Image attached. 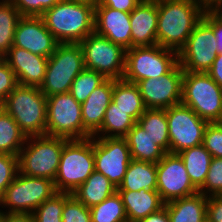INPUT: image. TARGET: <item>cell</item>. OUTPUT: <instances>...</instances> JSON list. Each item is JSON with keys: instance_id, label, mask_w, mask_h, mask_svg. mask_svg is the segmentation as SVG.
<instances>
[{"instance_id": "7dc6e473", "label": "cell", "mask_w": 222, "mask_h": 222, "mask_svg": "<svg viewBox=\"0 0 222 222\" xmlns=\"http://www.w3.org/2000/svg\"><path fill=\"white\" fill-rule=\"evenodd\" d=\"M3 222H34L29 213H4Z\"/></svg>"}, {"instance_id": "5bb4252c", "label": "cell", "mask_w": 222, "mask_h": 222, "mask_svg": "<svg viewBox=\"0 0 222 222\" xmlns=\"http://www.w3.org/2000/svg\"><path fill=\"white\" fill-rule=\"evenodd\" d=\"M95 171L105 175L117 188L132 158L125 138L93 137Z\"/></svg>"}, {"instance_id": "7a4b0ae2", "label": "cell", "mask_w": 222, "mask_h": 222, "mask_svg": "<svg viewBox=\"0 0 222 222\" xmlns=\"http://www.w3.org/2000/svg\"><path fill=\"white\" fill-rule=\"evenodd\" d=\"M58 43L79 44L94 33L95 9L61 0L40 16Z\"/></svg>"}, {"instance_id": "7402d4cb", "label": "cell", "mask_w": 222, "mask_h": 222, "mask_svg": "<svg viewBox=\"0 0 222 222\" xmlns=\"http://www.w3.org/2000/svg\"><path fill=\"white\" fill-rule=\"evenodd\" d=\"M125 207L128 222H139L164 206L157 190H117Z\"/></svg>"}, {"instance_id": "cb8c5ba5", "label": "cell", "mask_w": 222, "mask_h": 222, "mask_svg": "<svg viewBox=\"0 0 222 222\" xmlns=\"http://www.w3.org/2000/svg\"><path fill=\"white\" fill-rule=\"evenodd\" d=\"M116 191L117 187L105 175L94 170L72 195L79 202L91 208L100 204Z\"/></svg>"}, {"instance_id": "836d02e7", "label": "cell", "mask_w": 222, "mask_h": 222, "mask_svg": "<svg viewBox=\"0 0 222 222\" xmlns=\"http://www.w3.org/2000/svg\"><path fill=\"white\" fill-rule=\"evenodd\" d=\"M105 80L106 78L102 74L84 69L72 82L69 93L82 104Z\"/></svg>"}, {"instance_id": "f35d334b", "label": "cell", "mask_w": 222, "mask_h": 222, "mask_svg": "<svg viewBox=\"0 0 222 222\" xmlns=\"http://www.w3.org/2000/svg\"><path fill=\"white\" fill-rule=\"evenodd\" d=\"M202 144L212 157H222V122L208 123Z\"/></svg>"}, {"instance_id": "816d5d0a", "label": "cell", "mask_w": 222, "mask_h": 222, "mask_svg": "<svg viewBox=\"0 0 222 222\" xmlns=\"http://www.w3.org/2000/svg\"><path fill=\"white\" fill-rule=\"evenodd\" d=\"M4 213H5L4 209L1 210V208H0V222H3Z\"/></svg>"}, {"instance_id": "1f68e13d", "label": "cell", "mask_w": 222, "mask_h": 222, "mask_svg": "<svg viewBox=\"0 0 222 222\" xmlns=\"http://www.w3.org/2000/svg\"><path fill=\"white\" fill-rule=\"evenodd\" d=\"M22 16L10 0H0V57L13 46L17 22Z\"/></svg>"}, {"instance_id": "6da1fadb", "label": "cell", "mask_w": 222, "mask_h": 222, "mask_svg": "<svg viewBox=\"0 0 222 222\" xmlns=\"http://www.w3.org/2000/svg\"><path fill=\"white\" fill-rule=\"evenodd\" d=\"M205 11L202 0H158L157 44L179 52Z\"/></svg>"}, {"instance_id": "f907efd6", "label": "cell", "mask_w": 222, "mask_h": 222, "mask_svg": "<svg viewBox=\"0 0 222 222\" xmlns=\"http://www.w3.org/2000/svg\"><path fill=\"white\" fill-rule=\"evenodd\" d=\"M205 6L206 10H209L210 8L217 6V5H221L222 4V0H202Z\"/></svg>"}, {"instance_id": "f1b7e54d", "label": "cell", "mask_w": 222, "mask_h": 222, "mask_svg": "<svg viewBox=\"0 0 222 222\" xmlns=\"http://www.w3.org/2000/svg\"><path fill=\"white\" fill-rule=\"evenodd\" d=\"M137 123L166 153H170V140L165 109H146Z\"/></svg>"}, {"instance_id": "f546056e", "label": "cell", "mask_w": 222, "mask_h": 222, "mask_svg": "<svg viewBox=\"0 0 222 222\" xmlns=\"http://www.w3.org/2000/svg\"><path fill=\"white\" fill-rule=\"evenodd\" d=\"M137 122L112 101L106 109L100 130L93 137L124 138Z\"/></svg>"}, {"instance_id": "83f0119b", "label": "cell", "mask_w": 222, "mask_h": 222, "mask_svg": "<svg viewBox=\"0 0 222 222\" xmlns=\"http://www.w3.org/2000/svg\"><path fill=\"white\" fill-rule=\"evenodd\" d=\"M178 155L184 163L192 184L199 190L206 180L212 155L203 144L182 150Z\"/></svg>"}, {"instance_id": "277c9868", "label": "cell", "mask_w": 222, "mask_h": 222, "mask_svg": "<svg viewBox=\"0 0 222 222\" xmlns=\"http://www.w3.org/2000/svg\"><path fill=\"white\" fill-rule=\"evenodd\" d=\"M68 139L48 135L27 137L18 154L19 173L55 180L64 144Z\"/></svg>"}, {"instance_id": "d6986e66", "label": "cell", "mask_w": 222, "mask_h": 222, "mask_svg": "<svg viewBox=\"0 0 222 222\" xmlns=\"http://www.w3.org/2000/svg\"><path fill=\"white\" fill-rule=\"evenodd\" d=\"M3 59L14 71L19 85L40 88L49 58L12 46Z\"/></svg>"}, {"instance_id": "3957f363", "label": "cell", "mask_w": 222, "mask_h": 222, "mask_svg": "<svg viewBox=\"0 0 222 222\" xmlns=\"http://www.w3.org/2000/svg\"><path fill=\"white\" fill-rule=\"evenodd\" d=\"M26 137L46 135L47 97L39 87L18 85L0 105Z\"/></svg>"}, {"instance_id": "b9f144b4", "label": "cell", "mask_w": 222, "mask_h": 222, "mask_svg": "<svg viewBox=\"0 0 222 222\" xmlns=\"http://www.w3.org/2000/svg\"><path fill=\"white\" fill-rule=\"evenodd\" d=\"M206 219L209 222H222V195L208 197Z\"/></svg>"}, {"instance_id": "8fae6325", "label": "cell", "mask_w": 222, "mask_h": 222, "mask_svg": "<svg viewBox=\"0 0 222 222\" xmlns=\"http://www.w3.org/2000/svg\"><path fill=\"white\" fill-rule=\"evenodd\" d=\"M46 135L83 139L81 103L69 92L47 97Z\"/></svg>"}, {"instance_id": "484cf974", "label": "cell", "mask_w": 222, "mask_h": 222, "mask_svg": "<svg viewBox=\"0 0 222 222\" xmlns=\"http://www.w3.org/2000/svg\"><path fill=\"white\" fill-rule=\"evenodd\" d=\"M156 163L132 159L117 190L139 191L157 189Z\"/></svg>"}, {"instance_id": "7bdbcfd3", "label": "cell", "mask_w": 222, "mask_h": 222, "mask_svg": "<svg viewBox=\"0 0 222 222\" xmlns=\"http://www.w3.org/2000/svg\"><path fill=\"white\" fill-rule=\"evenodd\" d=\"M214 31L216 37L217 52L222 53V24L208 11L206 10L202 18Z\"/></svg>"}, {"instance_id": "d6a6232c", "label": "cell", "mask_w": 222, "mask_h": 222, "mask_svg": "<svg viewBox=\"0 0 222 222\" xmlns=\"http://www.w3.org/2000/svg\"><path fill=\"white\" fill-rule=\"evenodd\" d=\"M89 210L92 222H128L125 207L118 191Z\"/></svg>"}, {"instance_id": "60d3db41", "label": "cell", "mask_w": 222, "mask_h": 222, "mask_svg": "<svg viewBox=\"0 0 222 222\" xmlns=\"http://www.w3.org/2000/svg\"><path fill=\"white\" fill-rule=\"evenodd\" d=\"M17 77L8 63L0 59V105L6 97L18 86Z\"/></svg>"}, {"instance_id": "8992f818", "label": "cell", "mask_w": 222, "mask_h": 222, "mask_svg": "<svg viewBox=\"0 0 222 222\" xmlns=\"http://www.w3.org/2000/svg\"><path fill=\"white\" fill-rule=\"evenodd\" d=\"M181 103L208 123L222 122V87L207 73L184 71Z\"/></svg>"}, {"instance_id": "ab89813d", "label": "cell", "mask_w": 222, "mask_h": 222, "mask_svg": "<svg viewBox=\"0 0 222 222\" xmlns=\"http://www.w3.org/2000/svg\"><path fill=\"white\" fill-rule=\"evenodd\" d=\"M21 16L40 17L61 0H10Z\"/></svg>"}, {"instance_id": "8d00e7d4", "label": "cell", "mask_w": 222, "mask_h": 222, "mask_svg": "<svg viewBox=\"0 0 222 222\" xmlns=\"http://www.w3.org/2000/svg\"><path fill=\"white\" fill-rule=\"evenodd\" d=\"M62 222H92L90 210L71 195L64 202Z\"/></svg>"}, {"instance_id": "2e32d148", "label": "cell", "mask_w": 222, "mask_h": 222, "mask_svg": "<svg viewBox=\"0 0 222 222\" xmlns=\"http://www.w3.org/2000/svg\"><path fill=\"white\" fill-rule=\"evenodd\" d=\"M157 191L164 203L193 195L199 190L192 184L178 154L166 153L156 163Z\"/></svg>"}, {"instance_id": "9a60e30c", "label": "cell", "mask_w": 222, "mask_h": 222, "mask_svg": "<svg viewBox=\"0 0 222 222\" xmlns=\"http://www.w3.org/2000/svg\"><path fill=\"white\" fill-rule=\"evenodd\" d=\"M184 70L178 63L169 73L159 78L138 81L146 109H167L181 103Z\"/></svg>"}, {"instance_id": "d4e9b609", "label": "cell", "mask_w": 222, "mask_h": 222, "mask_svg": "<svg viewBox=\"0 0 222 222\" xmlns=\"http://www.w3.org/2000/svg\"><path fill=\"white\" fill-rule=\"evenodd\" d=\"M130 149L131 158L138 161L158 163L166 152L144 131L138 123L124 137Z\"/></svg>"}, {"instance_id": "e0dca14e", "label": "cell", "mask_w": 222, "mask_h": 222, "mask_svg": "<svg viewBox=\"0 0 222 222\" xmlns=\"http://www.w3.org/2000/svg\"><path fill=\"white\" fill-rule=\"evenodd\" d=\"M58 44L41 17L22 16L17 22L13 46L49 58Z\"/></svg>"}, {"instance_id": "4316f807", "label": "cell", "mask_w": 222, "mask_h": 222, "mask_svg": "<svg viewBox=\"0 0 222 222\" xmlns=\"http://www.w3.org/2000/svg\"><path fill=\"white\" fill-rule=\"evenodd\" d=\"M112 102L136 122L146 110L138 86L123 79L114 80Z\"/></svg>"}, {"instance_id": "d590c367", "label": "cell", "mask_w": 222, "mask_h": 222, "mask_svg": "<svg viewBox=\"0 0 222 222\" xmlns=\"http://www.w3.org/2000/svg\"><path fill=\"white\" fill-rule=\"evenodd\" d=\"M199 192L207 197L222 195V157H212L206 180Z\"/></svg>"}, {"instance_id": "52a82bcc", "label": "cell", "mask_w": 222, "mask_h": 222, "mask_svg": "<svg viewBox=\"0 0 222 222\" xmlns=\"http://www.w3.org/2000/svg\"><path fill=\"white\" fill-rule=\"evenodd\" d=\"M84 69L80 44L59 43L48 59L41 92L46 97L68 93L72 82Z\"/></svg>"}, {"instance_id": "74e56055", "label": "cell", "mask_w": 222, "mask_h": 222, "mask_svg": "<svg viewBox=\"0 0 222 222\" xmlns=\"http://www.w3.org/2000/svg\"><path fill=\"white\" fill-rule=\"evenodd\" d=\"M18 172V156L0 154V200Z\"/></svg>"}, {"instance_id": "603a6c76", "label": "cell", "mask_w": 222, "mask_h": 222, "mask_svg": "<svg viewBox=\"0 0 222 222\" xmlns=\"http://www.w3.org/2000/svg\"><path fill=\"white\" fill-rule=\"evenodd\" d=\"M208 197L197 192L165 203L170 222H204Z\"/></svg>"}, {"instance_id": "ffe728a7", "label": "cell", "mask_w": 222, "mask_h": 222, "mask_svg": "<svg viewBox=\"0 0 222 222\" xmlns=\"http://www.w3.org/2000/svg\"><path fill=\"white\" fill-rule=\"evenodd\" d=\"M158 0H142L130 12L131 48L157 44Z\"/></svg>"}, {"instance_id": "ba28073f", "label": "cell", "mask_w": 222, "mask_h": 222, "mask_svg": "<svg viewBox=\"0 0 222 222\" xmlns=\"http://www.w3.org/2000/svg\"><path fill=\"white\" fill-rule=\"evenodd\" d=\"M179 63L178 52L153 46L132 47L126 50L123 80L136 84L147 78H159Z\"/></svg>"}, {"instance_id": "4fadbf2b", "label": "cell", "mask_w": 222, "mask_h": 222, "mask_svg": "<svg viewBox=\"0 0 222 222\" xmlns=\"http://www.w3.org/2000/svg\"><path fill=\"white\" fill-rule=\"evenodd\" d=\"M217 55L214 31L202 19L188 37L185 46L178 52V59L184 71L206 73Z\"/></svg>"}, {"instance_id": "30bf717a", "label": "cell", "mask_w": 222, "mask_h": 222, "mask_svg": "<svg viewBox=\"0 0 222 222\" xmlns=\"http://www.w3.org/2000/svg\"><path fill=\"white\" fill-rule=\"evenodd\" d=\"M79 44L83 50L85 69L96 71L106 79L123 78L126 49L95 32Z\"/></svg>"}, {"instance_id": "4dcf8cb0", "label": "cell", "mask_w": 222, "mask_h": 222, "mask_svg": "<svg viewBox=\"0 0 222 222\" xmlns=\"http://www.w3.org/2000/svg\"><path fill=\"white\" fill-rule=\"evenodd\" d=\"M26 139L14 119L0 107V154L18 156Z\"/></svg>"}, {"instance_id": "f6af8a7d", "label": "cell", "mask_w": 222, "mask_h": 222, "mask_svg": "<svg viewBox=\"0 0 222 222\" xmlns=\"http://www.w3.org/2000/svg\"><path fill=\"white\" fill-rule=\"evenodd\" d=\"M206 73L222 87V53L216 56L211 68Z\"/></svg>"}, {"instance_id": "44dd1931", "label": "cell", "mask_w": 222, "mask_h": 222, "mask_svg": "<svg viewBox=\"0 0 222 222\" xmlns=\"http://www.w3.org/2000/svg\"><path fill=\"white\" fill-rule=\"evenodd\" d=\"M114 79H106L81 104L83 139L93 137L101 128L106 109L112 101Z\"/></svg>"}, {"instance_id": "e575fe53", "label": "cell", "mask_w": 222, "mask_h": 222, "mask_svg": "<svg viewBox=\"0 0 222 222\" xmlns=\"http://www.w3.org/2000/svg\"><path fill=\"white\" fill-rule=\"evenodd\" d=\"M71 195L70 193L57 192L50 199L44 201L32 212L34 222H62L64 202Z\"/></svg>"}, {"instance_id": "7c38bea8", "label": "cell", "mask_w": 222, "mask_h": 222, "mask_svg": "<svg viewBox=\"0 0 222 222\" xmlns=\"http://www.w3.org/2000/svg\"><path fill=\"white\" fill-rule=\"evenodd\" d=\"M170 140V153L203 143L208 122L200 118L190 107L180 103L165 109Z\"/></svg>"}, {"instance_id": "bcb514c9", "label": "cell", "mask_w": 222, "mask_h": 222, "mask_svg": "<svg viewBox=\"0 0 222 222\" xmlns=\"http://www.w3.org/2000/svg\"><path fill=\"white\" fill-rule=\"evenodd\" d=\"M139 222H170L165 204L161 209L149 214L146 218L141 219Z\"/></svg>"}, {"instance_id": "ee69618b", "label": "cell", "mask_w": 222, "mask_h": 222, "mask_svg": "<svg viewBox=\"0 0 222 222\" xmlns=\"http://www.w3.org/2000/svg\"><path fill=\"white\" fill-rule=\"evenodd\" d=\"M142 0H100L98 5L131 12Z\"/></svg>"}, {"instance_id": "681fc988", "label": "cell", "mask_w": 222, "mask_h": 222, "mask_svg": "<svg viewBox=\"0 0 222 222\" xmlns=\"http://www.w3.org/2000/svg\"><path fill=\"white\" fill-rule=\"evenodd\" d=\"M69 1L76 2L78 4H84L95 9L98 6L100 0H69Z\"/></svg>"}, {"instance_id": "9c48e42d", "label": "cell", "mask_w": 222, "mask_h": 222, "mask_svg": "<svg viewBox=\"0 0 222 222\" xmlns=\"http://www.w3.org/2000/svg\"><path fill=\"white\" fill-rule=\"evenodd\" d=\"M57 191L54 181L48 178L32 177L18 172L6 188L0 200L5 213H29L50 199Z\"/></svg>"}, {"instance_id": "ac0fdd59", "label": "cell", "mask_w": 222, "mask_h": 222, "mask_svg": "<svg viewBox=\"0 0 222 222\" xmlns=\"http://www.w3.org/2000/svg\"><path fill=\"white\" fill-rule=\"evenodd\" d=\"M94 32L126 50L130 49V12L98 5L95 8Z\"/></svg>"}, {"instance_id": "5b68a950", "label": "cell", "mask_w": 222, "mask_h": 222, "mask_svg": "<svg viewBox=\"0 0 222 222\" xmlns=\"http://www.w3.org/2000/svg\"><path fill=\"white\" fill-rule=\"evenodd\" d=\"M93 137L68 140L54 180L57 192L72 194L94 172Z\"/></svg>"}, {"instance_id": "c3c4849f", "label": "cell", "mask_w": 222, "mask_h": 222, "mask_svg": "<svg viewBox=\"0 0 222 222\" xmlns=\"http://www.w3.org/2000/svg\"><path fill=\"white\" fill-rule=\"evenodd\" d=\"M222 24V4L208 10Z\"/></svg>"}]
</instances>
